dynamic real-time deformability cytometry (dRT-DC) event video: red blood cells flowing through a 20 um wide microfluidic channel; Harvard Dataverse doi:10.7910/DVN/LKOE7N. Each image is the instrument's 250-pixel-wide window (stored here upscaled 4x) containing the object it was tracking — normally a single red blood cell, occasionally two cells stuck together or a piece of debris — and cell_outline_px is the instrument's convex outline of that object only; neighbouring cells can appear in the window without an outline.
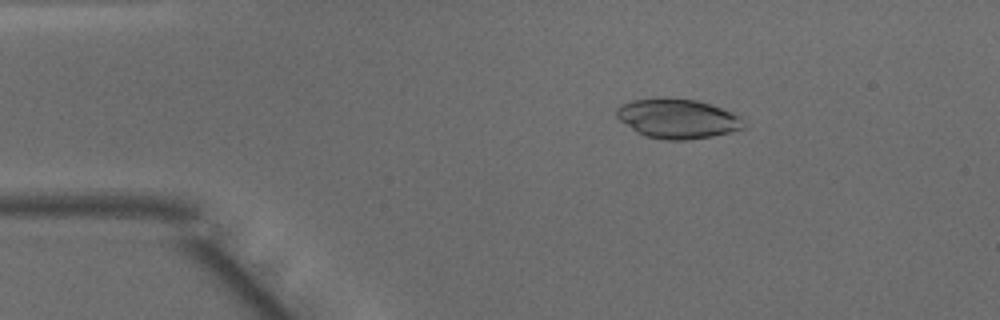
{"species": "common noctule bat (a hibernating species)", "species_latin": "Nyctalus noctula", "temperature_condition": "warm", "stored_images_in_passage": 48, "camera_frame_rate_fps": 3000, "um_per_image_px": 0.085, "animal": {"sex": "male", "body_mass_g": 15.6}, "frame": {"image": 1, "passage_image": 8, "time_ms": 2.333, "image_size_px": [1000, 320], "cell_outline_px": [[744, 128], [712, 136], [684, 140], [668, 140], [644, 136], [636, 132], [620, 120], [616, 116], [616, 108], [620, 104], [632, 100], [696, 100], [712, 104], [736, 112], [740, 116]], "centroid_in_image_um": [57.6, 10.11], "position_along_channel_um": 27.4, "area_um2": 28.78}}
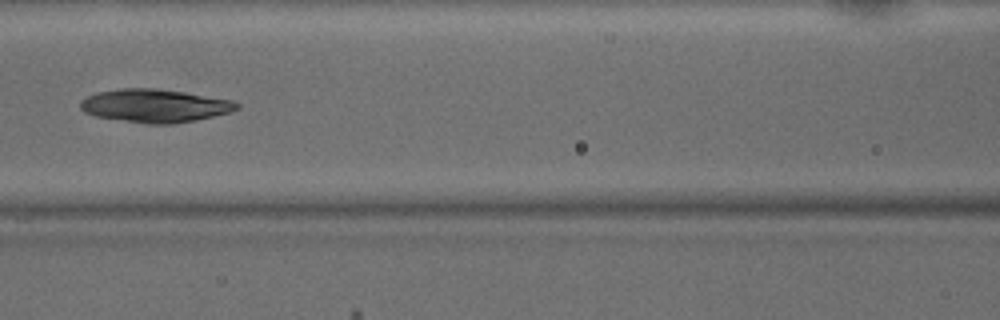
{"frame": {"image": 2, "passage_image": 21, "time_ms": 6.667, "image_size_px": [1000, 320], "cell_outline_px": [[240, 108], [232, 112], [196, 120], [172, 124], [148, 124], [96, 116], [84, 112], [80, 108], [80, 100], [96, 92], [124, 88], [156, 88], [184, 92], [232, 100], [240, 104]], "centroid_in_image_um": [13.18, 8.99], "position_along_channel_um": 153.4, "area_um2": 30.29}}
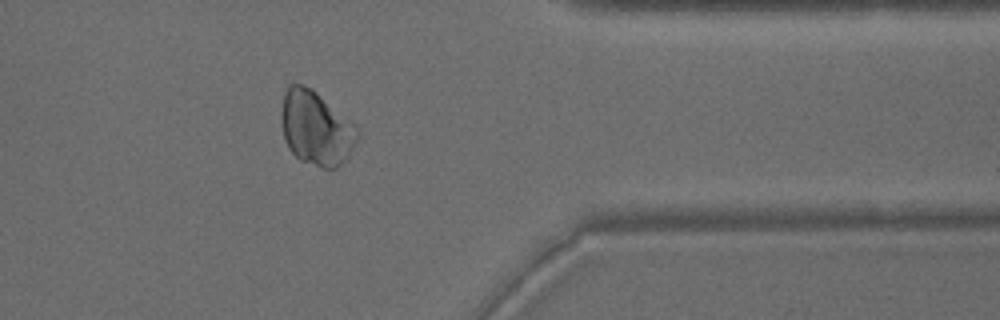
{"frame": {"image": 3, "passage_image": 39, "time_ms": 12.667, "image_size_px": [1000, 320], "cell_outline_px": [[360, 136], [348, 156], [336, 168], [324, 168], [300, 160], [288, 148], [284, 136], [280, 120], [280, 112], [284, 92], [288, 84], [304, 84], [312, 88], [356, 124], [360, 132]], "centroid_in_image_um": [26.86, 10.86], "position_along_channel_um": 384.5, "area_um2": 33.29}}